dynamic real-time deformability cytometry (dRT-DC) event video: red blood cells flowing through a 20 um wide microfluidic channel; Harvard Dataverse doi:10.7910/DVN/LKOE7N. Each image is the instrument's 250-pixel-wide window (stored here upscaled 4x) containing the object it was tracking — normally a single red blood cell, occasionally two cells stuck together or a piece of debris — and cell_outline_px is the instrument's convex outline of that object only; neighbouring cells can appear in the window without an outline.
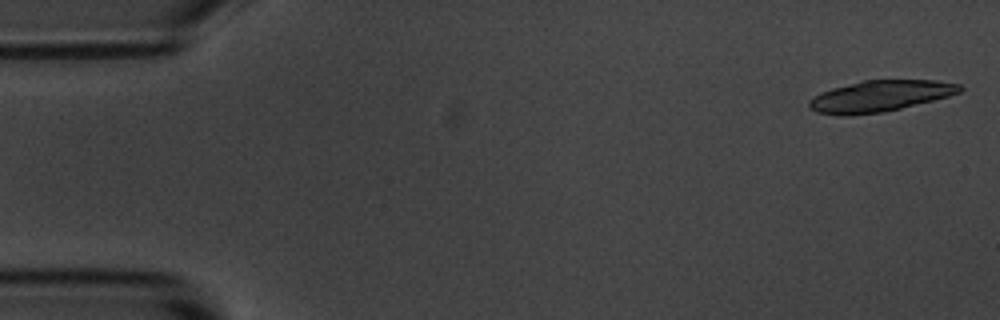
{"species": "common noctule bat (a hibernating species)", "species_latin": "Nyctalus noctula", "temperature_condition": "room temperature", "stored_images_in_passage": 4, "camera_frame_rate_fps": 3000, "um_per_image_px": 0.085, "animal": {"sex": "male", "body_mass_g": 20.1, "forearm_length_mm": 53.5}, "frame": {"image": 1, "passage_image": 1, "time_ms": 0.0, "image_size_px": [1000, 320], "cell_outline_px": [[964, 88], [960, 92], [948, 96], [884, 112], [848, 116], [844, 116], [816, 112], [808, 108], [808, 100], [820, 92], [832, 88], [864, 80], [936, 80], [960, 84]], "centroid_in_image_um": [74.76, 8.17], "position_along_channel_um": 10.2, "area_um2": 27.4}}